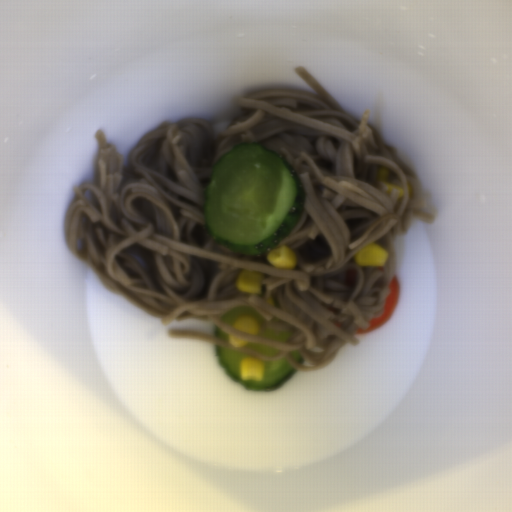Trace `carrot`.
<instances>
[{"label":"carrot","instance_id":"obj_1","mask_svg":"<svg viewBox=\"0 0 512 512\" xmlns=\"http://www.w3.org/2000/svg\"><path fill=\"white\" fill-rule=\"evenodd\" d=\"M387 288L389 290V295H387L386 298L384 299L383 311L381 316L379 318L371 319L369 321V327L367 329H356L355 333H357V335H363L365 333H368L379 328L392 317L397 307L399 297V282L397 277H393Z\"/></svg>","mask_w":512,"mask_h":512}]
</instances>
